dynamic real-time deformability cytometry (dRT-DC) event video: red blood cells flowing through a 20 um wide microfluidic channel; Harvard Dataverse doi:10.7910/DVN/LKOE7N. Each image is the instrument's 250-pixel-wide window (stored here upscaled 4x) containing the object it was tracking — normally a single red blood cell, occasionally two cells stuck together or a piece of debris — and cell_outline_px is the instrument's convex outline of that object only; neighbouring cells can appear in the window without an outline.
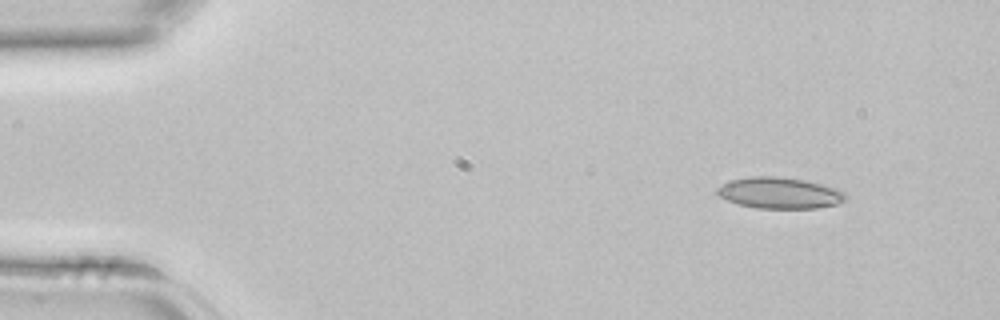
{"species": "common noctule bat (a hibernating species)", "species_latin": "Nyctalus noctula", "temperature_condition": "room temperature", "stored_images_in_passage": 2, "camera_frame_rate_fps": 3000, "um_per_image_px": 0.085, "animal": {"sex": "female", "body_mass_g": 22.7, "forearm_length_mm": 54.2}, "frame": {"image": 1, "passage_image": 2, "time_ms": 0.333, "image_size_px": [1000, 320], "cell_outline_px": [[848, 200], [836, 204], [816, 208], [756, 208], [740, 204], [728, 200], [720, 196], [716, 192], [716, 188], [732, 180], [748, 176], [780, 176], [804, 180], [836, 188], [844, 192], [848, 196]], "centroid_in_image_um": [66.3, 16.4], "position_along_channel_um": 18.7, "area_um2": 23.29}}